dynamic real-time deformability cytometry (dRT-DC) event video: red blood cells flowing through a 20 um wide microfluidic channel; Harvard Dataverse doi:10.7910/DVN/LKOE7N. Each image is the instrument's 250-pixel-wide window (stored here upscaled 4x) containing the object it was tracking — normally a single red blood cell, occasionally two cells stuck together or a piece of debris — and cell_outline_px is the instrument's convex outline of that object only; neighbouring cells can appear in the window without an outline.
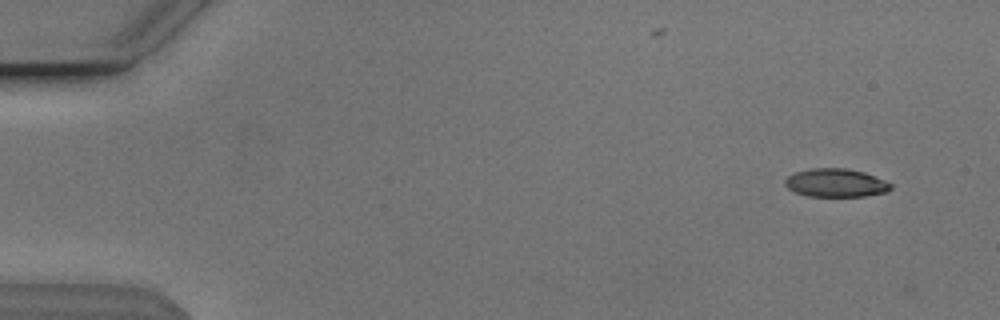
{"species": "Egyptian fruit bat (a non-hibernating species)", "species_latin": "Rousettus aegyptiacus", "temperature_condition": "cold", "stored_images_in_passage": 3, "camera_frame_rate_fps": 3000, "um_per_image_px": 0.085, "animal": {"sex": "male"}, "frame": {"image": 1, "passage_image": 1, "time_ms": 0.0, "image_size_px": [1000, 320], "cell_outline_px": [[892, 188], [888, 192], [864, 196], [808, 196], [796, 192], [788, 188], [784, 184], [784, 180], [788, 176], [796, 172], [812, 168], [844, 168], [864, 172], [884, 180], [892, 184]], "centroid_in_image_um": [71.05, 15.54], "position_along_channel_um": 13.9, "area_um2": 17.4}}